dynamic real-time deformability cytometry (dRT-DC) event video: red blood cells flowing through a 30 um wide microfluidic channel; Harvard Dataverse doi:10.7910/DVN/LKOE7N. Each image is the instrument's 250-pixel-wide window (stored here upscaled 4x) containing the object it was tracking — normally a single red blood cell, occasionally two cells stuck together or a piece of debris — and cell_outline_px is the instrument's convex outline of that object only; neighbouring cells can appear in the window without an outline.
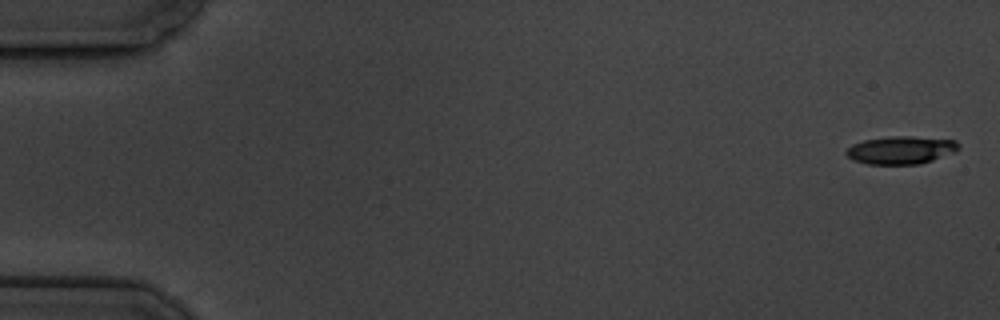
{"species": "common noctule bat (a hibernating species)", "species_latin": "Nyctalus noctula", "temperature_condition": "cold", "stored_images_in_passage": 5, "camera_frame_rate_fps": 3000, "um_per_image_px": 0.085, "animal": {"sex": "male", "body_mass_g": 19.5, "forearm_length_mm": 54.6}, "frame": {"image": 1, "passage_image": 1, "time_ms": 0.0, "image_size_px": [1000, 320], "cell_outline_px": [[960, 148], [956, 152], [920, 164], [868, 164], [852, 160], [844, 152], [852, 144], [864, 140], [892, 136], [912, 136], [956, 140], [960, 144]], "centroid_in_image_um": [76.6, 12.75], "position_along_channel_um": 8.4, "area_um2": 18.38}}
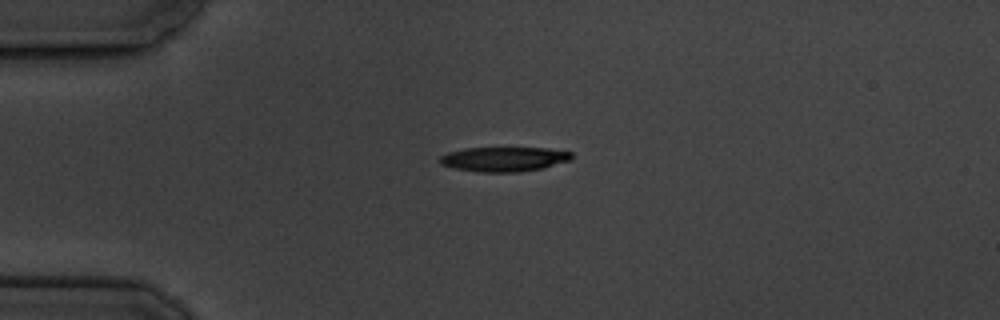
{"frame": {"image": 2, "passage_image": 5, "time_ms": 4.333, "image_size_px": [1000, 320], "cell_outline_px": [[572, 160], [544, 168], [520, 172], [480, 172], [456, 168], [440, 164], [440, 156], [448, 152], [464, 148], [548, 148], [572, 152]], "centroid_in_image_um": [42.88, 13.53], "position_along_channel_um": 42.1, "area_um2": 18.96}}